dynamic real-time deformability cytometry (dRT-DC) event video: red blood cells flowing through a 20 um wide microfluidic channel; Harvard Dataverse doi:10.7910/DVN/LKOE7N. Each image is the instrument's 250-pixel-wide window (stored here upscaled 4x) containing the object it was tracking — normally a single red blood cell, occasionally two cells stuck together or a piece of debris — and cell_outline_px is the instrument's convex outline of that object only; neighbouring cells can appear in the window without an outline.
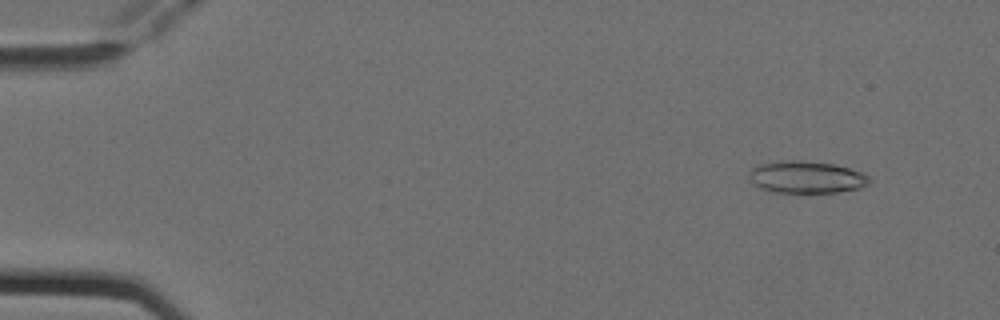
{"species": "Egyptian fruit bat (a non-hibernating species)", "species_latin": "Rousettus aegyptiacus", "temperature_condition": "cold", "stored_images_in_passage": 5, "camera_frame_rate_fps": 3000, "um_per_image_px": 0.085, "animal": {"sex": "female"}, "frame": {"image": 1, "passage_image": 2, "time_ms": 0.333, "image_size_px": [1000, 320], "cell_outline_px": [[872, 180], [868, 184], [860, 188], [836, 192], [772, 192], [760, 188], [752, 180], [748, 172], [756, 164], [780, 160], [800, 160], [832, 164], [848, 168], [860, 172], [868, 176]], "centroid_in_image_um": [68.52, 15.04], "position_along_channel_um": 16.5, "area_um2": 22.43}}